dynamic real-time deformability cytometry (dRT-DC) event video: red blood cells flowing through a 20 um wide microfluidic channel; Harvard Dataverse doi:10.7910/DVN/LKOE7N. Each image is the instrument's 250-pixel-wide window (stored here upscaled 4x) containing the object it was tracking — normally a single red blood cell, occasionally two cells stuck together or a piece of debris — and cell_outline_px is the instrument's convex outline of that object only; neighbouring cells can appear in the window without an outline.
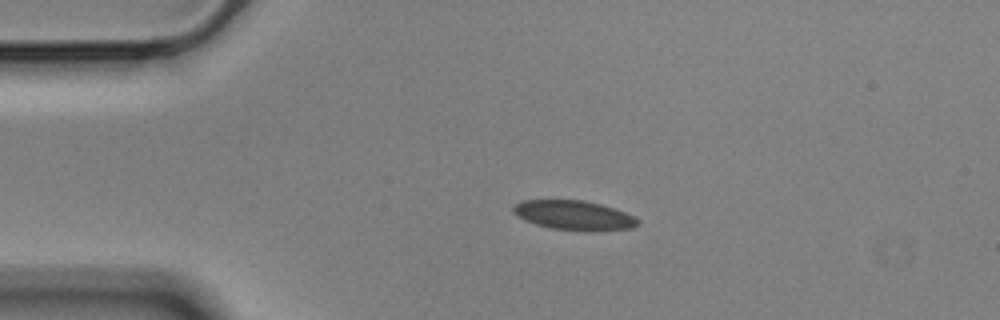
{"species": "Egyptian fruit bat (a non-hibernating species)", "species_latin": "Rousettus aegyptiacus", "temperature_condition": "cold", "stored_images_in_passage": 45, "camera_frame_rate_fps": 3000, "um_per_image_px": 0.085, "animal": {"sex": "male"}, "frame": {"image": 1, "passage_image": 1, "time_ms": 0.0, "image_size_px": [1000, 320], "cell_outline_px": [[640, 220], [632, 228], [592, 232], [584, 232], [552, 228], [536, 224], [524, 220], [512, 212], [512, 208], [520, 200], [584, 200], [600, 204], [624, 212]], "centroid_in_image_um": [48.76, 18.31], "position_along_channel_um": 36.2, "area_um2": 21.44}}
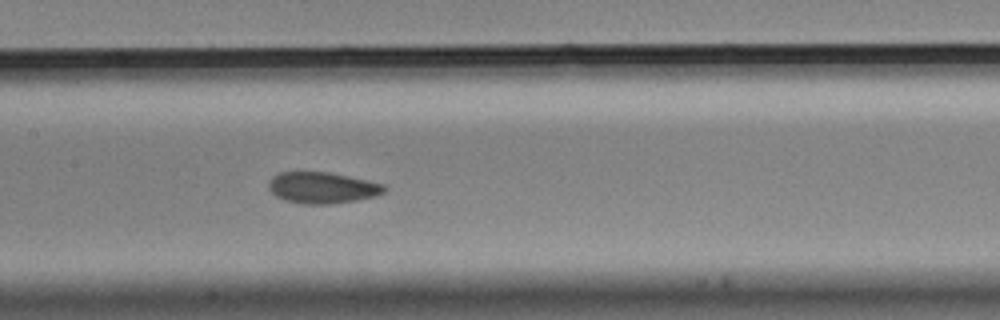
{"frame": {"image": 2, "passage_image": 16, "time_ms": 5.0, "image_size_px": [1000, 320], "cell_outline_px": [[388, 188], [384, 192], [376, 196], [356, 200], [328, 204], [304, 204], [284, 200], [276, 196], [268, 188], [268, 184], [272, 176], [280, 172], [328, 172], [348, 176], [384, 184]], "centroid_in_image_um": [27.39, 15.96], "position_along_channel_um": 180.0, "area_um2": 21.04}}
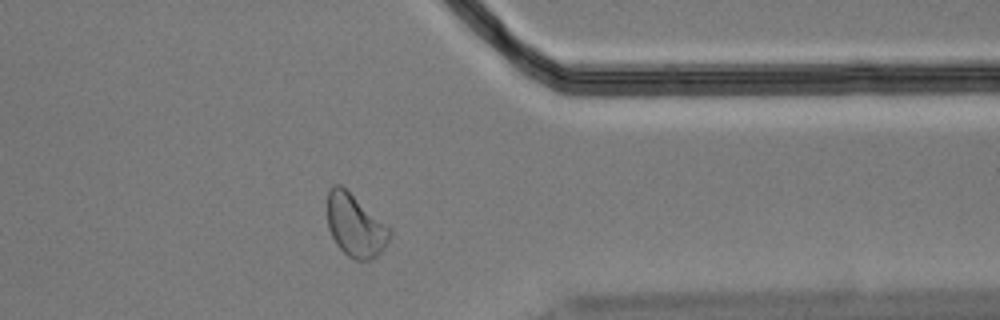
{"frame": {"image": 3, "passage_image": 34, "time_ms": 11.0, "image_size_px": [1000, 320], "cell_outline_px": [[392, 232], [384, 248], [372, 260], [356, 260], [348, 256], [336, 244], [328, 228], [328, 192], [332, 184], [340, 184], [392, 228]], "centroid_in_image_um": [30.21, 19.17], "position_along_channel_um": 381.2, "area_um2": 22.72}, "authors_computed_cell_mechanics": {"area_um2": 21.5594, "velocity_mm_per_s": 3.5231, "shape_relaxation_time_tau1_ms": 4.9211, "shape_relaxation_time_tau2_ms": 1.8815, "deformation_change_tau1": 0.0962, "deformation_change_tau2": 0.0735}}